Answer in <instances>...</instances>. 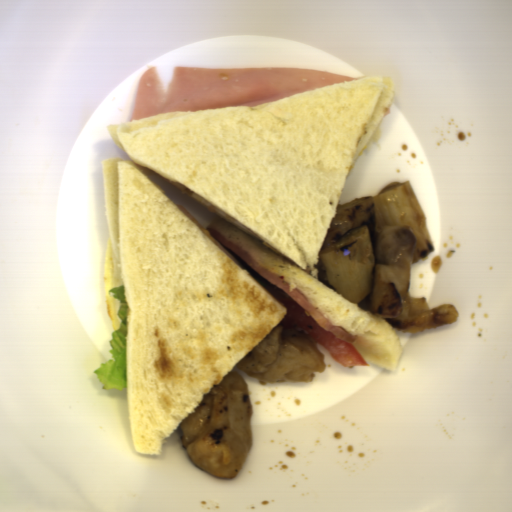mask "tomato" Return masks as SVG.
<instances>
[{
  "label": "tomato",
  "instance_id": "obj_1",
  "mask_svg": "<svg viewBox=\"0 0 512 512\" xmlns=\"http://www.w3.org/2000/svg\"><path fill=\"white\" fill-rule=\"evenodd\" d=\"M238 265L285 306L287 312L279 322L283 329L296 325V331H305L306 334L316 340V343L329 351L331 358L346 368L369 365L349 341L328 332L290 294L258 274L240 257Z\"/></svg>",
  "mask_w": 512,
  "mask_h": 512
}]
</instances>
